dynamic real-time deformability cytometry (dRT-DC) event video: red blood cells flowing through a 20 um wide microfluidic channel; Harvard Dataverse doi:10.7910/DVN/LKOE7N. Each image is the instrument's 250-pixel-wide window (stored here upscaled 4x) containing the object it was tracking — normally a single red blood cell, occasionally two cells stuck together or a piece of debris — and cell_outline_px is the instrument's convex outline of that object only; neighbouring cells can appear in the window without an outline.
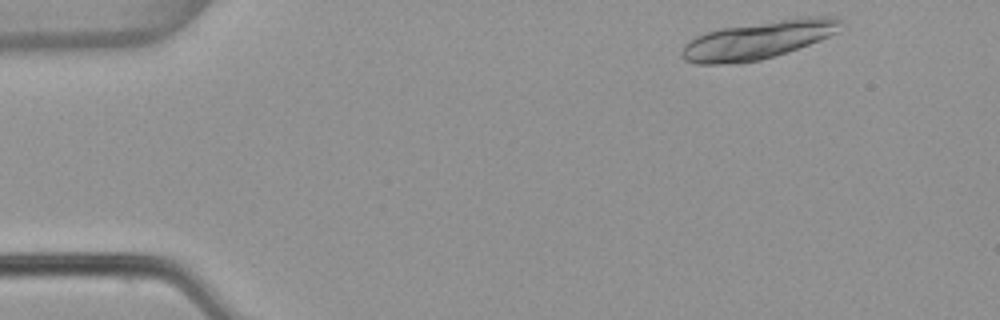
{"species": "common noctule bat (a hibernating species)", "species_latin": "Nyctalus noctula", "temperature_condition": "warm", "stored_images_in_passage": 15, "camera_frame_rate_fps": 3000, "um_per_image_px": 0.085, "animal": {"sex": "female", "body_mass_g": 22.7, "forearm_length_mm": 54.2}, "frame": {"image": 1, "passage_image": 2, "time_ms": 0.333, "image_size_px": [1000, 320], "cell_outline_px": [[844, 20], [836, 32], [820, 40], [760, 60], [740, 64], [696, 64], [684, 60], [680, 56], [680, 52], [684, 44], [696, 36], [720, 28], [804, 16], [836, 16]], "centroid_in_image_um": [64.4, 3.4], "position_along_channel_um": 20.6, "area_um2": 35.2}}